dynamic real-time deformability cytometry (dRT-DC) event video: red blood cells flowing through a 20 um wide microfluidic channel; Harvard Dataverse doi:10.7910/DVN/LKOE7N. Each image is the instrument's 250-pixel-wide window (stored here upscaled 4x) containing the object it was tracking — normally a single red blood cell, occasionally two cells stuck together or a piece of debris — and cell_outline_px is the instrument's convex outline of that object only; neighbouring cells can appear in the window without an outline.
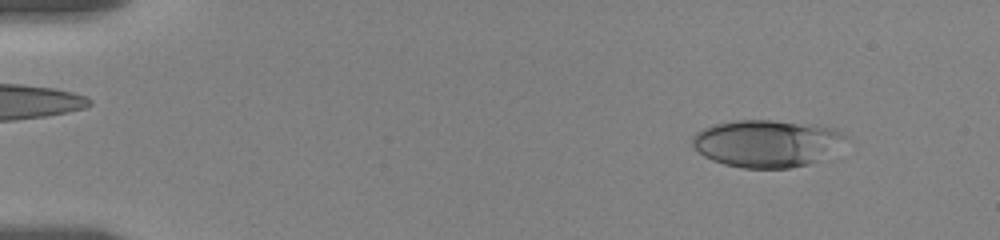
{"species": "human", "species_latin": "Homo sapiens", "temperature_condition": "room temperature", "stored_images_in_passage": 11, "camera_frame_rate_fps": 3000, "um_per_image_px": 0.085, "donor": {"sex": "female"}, "frame": {"image": 1, "passage_image": 2, "time_ms": 0.333, "image_size_px": [1000, 240], "cell_outline_px": [[848, 136], [828, 160], [792, 168], [744, 168], [724, 164], [712, 160], [704, 156], [692, 144], [692, 136], [696, 132], [704, 128], [716, 124], [736, 120], [772, 120], [816, 124], [836, 128]], "centroid_in_image_um": [65.27, 12.19], "position_along_channel_um": 19.7, "area_um2": 42.89}}
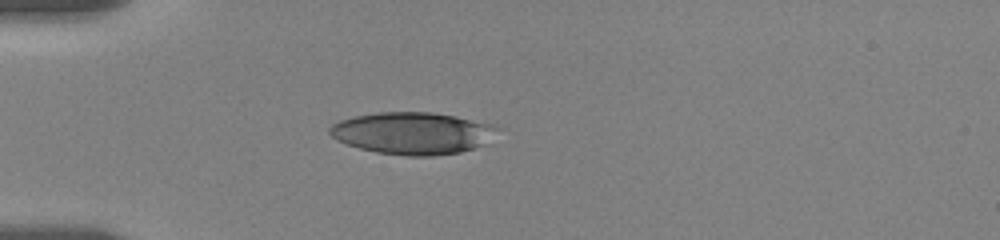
{"frame": {"image": 2, "passage_image": 6, "time_ms": 1.667, "image_size_px": [1000, 240], "cell_outline_px": [[500, 128], [492, 144], [460, 152], [432, 156], [408, 156], [376, 152], [360, 148], [336, 140], [328, 132], [328, 128], [332, 124], [340, 120], [356, 116], [380, 112], [432, 112], [456, 116], [492, 124]], "centroid_in_image_um": [35.16, 11.33], "position_along_channel_um": 49.8, "area_um2": 41.62}}
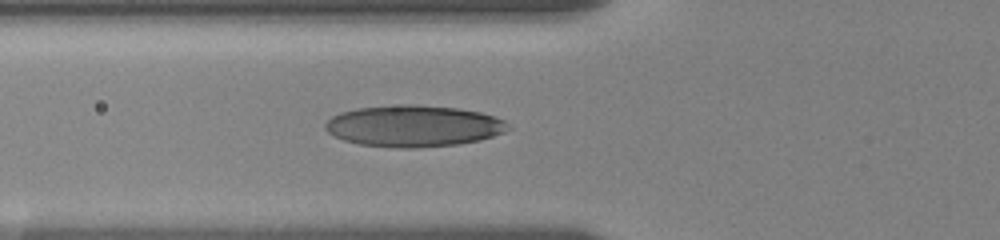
{"frame": {"image": 3, "passage_image": 11, "time_ms": 3.333, "image_size_px": [1000, 240], "cell_outline_px": [[512, 128], [504, 132], [480, 140], [460, 144], [420, 148], [396, 148], [360, 144], [344, 140], [328, 132], [324, 128], [324, 124], [332, 116], [340, 112], [356, 108], [404, 104], [408, 104], [456, 108], [480, 112], [504, 120]], "centroid_in_image_um": [35.15, 10.72], "position_along_channel_um": 90.6, "area_um2": 44.22}}